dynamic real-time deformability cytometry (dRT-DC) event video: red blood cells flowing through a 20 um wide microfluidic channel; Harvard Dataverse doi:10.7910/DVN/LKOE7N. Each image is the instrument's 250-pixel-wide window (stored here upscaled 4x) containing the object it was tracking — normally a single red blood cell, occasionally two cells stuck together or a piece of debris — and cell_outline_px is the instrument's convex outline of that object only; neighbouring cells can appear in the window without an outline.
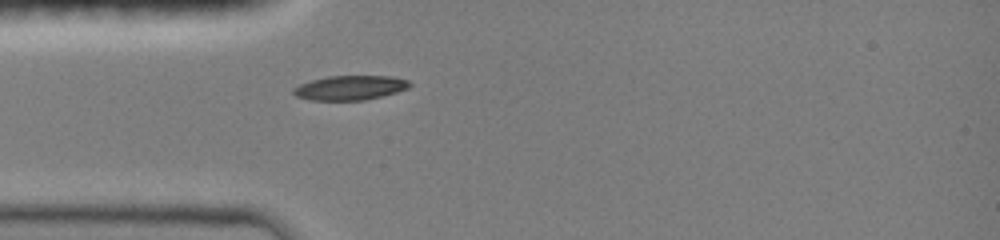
{"species": "common noctule bat (a hibernating species)", "species_latin": "Nyctalus noctula", "temperature_condition": "room temperature", "stored_images_in_passage": 33, "camera_frame_rate_fps": 3000, "um_per_image_px": 0.085, "animal": {"sex": "female", "body_mass_g": 19.0, "forearm_length_mm": 51.5}, "frame": {"image": 1, "passage_image": 1, "time_ms": 0.0, "image_size_px": [1000, 240], "cell_outline_px": [[412, 84], [408, 88], [396, 92], [364, 100], [312, 100], [296, 96], [292, 92], [292, 88], [300, 84], [312, 80], [328, 76], [392, 76], [408, 80]], "centroid_in_image_um": [29.75, 7.45], "position_along_channel_um": 55.3, "area_um2": 16.47}}
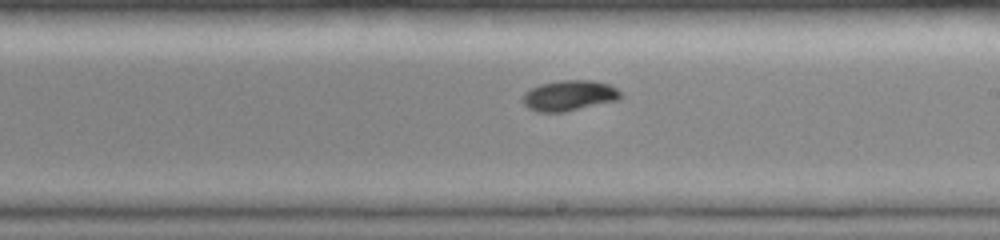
{"frame": {"image": 2, "passage_image": 15, "time_ms": 4.667, "image_size_px": [1000, 240], "cell_outline_px": [[624, 96], [616, 100], [564, 112], [536, 112], [528, 108], [524, 104], [524, 92], [540, 84], [560, 80], [592, 80], [608, 84], [616, 88]], "centroid_in_image_um": [48.38, 8.12], "position_along_channel_um": 240.6, "area_um2": 17.28}}
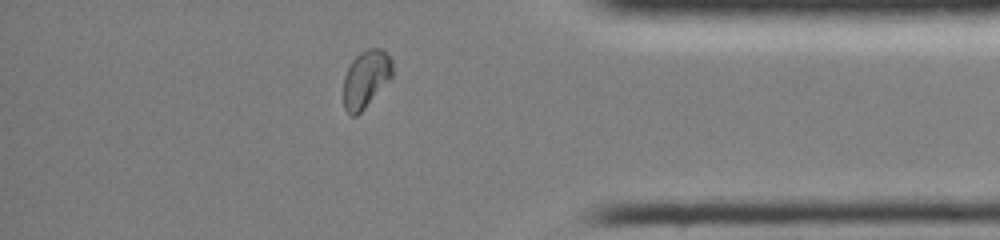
{"frame": {"image": 3, "passage_image": 28, "time_ms": 9.0, "image_size_px": [1000, 240], "cell_outline_px": [[392, 80], [356, 116], [352, 116], [344, 108], [344, 76], [352, 60], [360, 52], [368, 48], [380, 48], [392, 60]], "centroid_in_image_um": [31.12, 6.71], "position_along_channel_um": 404.1, "area_um2": 16.42}, "authors_computed_cell_mechanics": {"area_um2": 16.762, "velocity_mm_per_s": 4.0351, "shape_relaxation_time_tau1_ms": 2.6626, "shape_relaxation_time_tau2_ms": null, "deformation_change_tau1": 0.1445, "deformation_change_tau2": null}}